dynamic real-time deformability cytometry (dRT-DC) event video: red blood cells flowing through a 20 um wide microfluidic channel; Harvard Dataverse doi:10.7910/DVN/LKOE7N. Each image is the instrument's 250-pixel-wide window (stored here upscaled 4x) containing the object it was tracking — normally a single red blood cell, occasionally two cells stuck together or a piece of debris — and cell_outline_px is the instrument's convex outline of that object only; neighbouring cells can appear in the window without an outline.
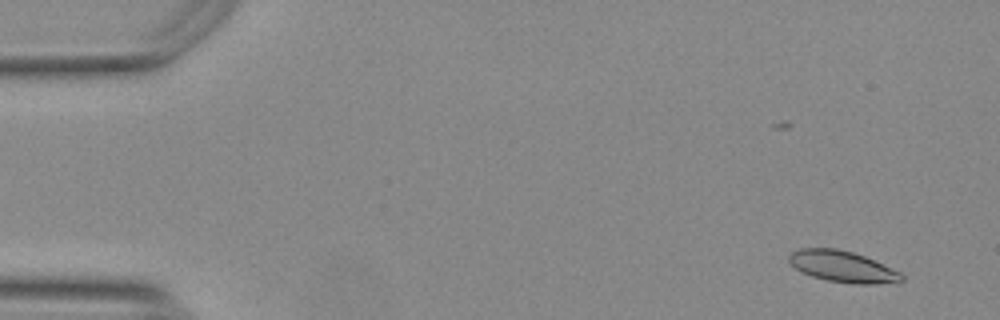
{"species": "Egyptian fruit bat (a non-hibernating species)", "species_latin": "Rousettus aegyptiacus", "temperature_condition": "warm", "stored_images_in_passage": 19, "camera_frame_rate_fps": 3000, "um_per_image_px": 0.085, "animal": {"sex": "female"}, "frame": {"image": 1, "passage_image": 3, "time_ms": 0.667, "image_size_px": [1000, 320], "cell_outline_px": [[904, 280], [896, 284], [856, 284], [828, 280], [812, 276], [800, 272], [788, 260], [788, 256], [792, 252], [800, 248], [836, 248], [852, 252], [864, 256], [900, 272], [904, 276]], "centroid_in_image_um": [71.65, 22.67], "position_along_channel_um": 13.3, "area_um2": 20.58}}
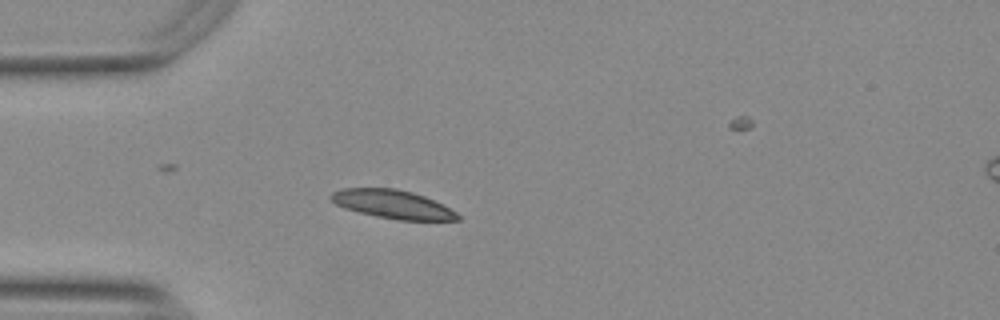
{"frame": {"image": 2, "passage_image": 15, "time_ms": 4.667, "image_size_px": [1000, 320], "cell_outline_px": [[460, 220], [400, 220], [376, 216], [344, 208], [336, 204], [328, 196], [332, 192], [344, 188], [396, 188], [412, 192], [424, 196], [444, 204], [456, 212], [460, 216]], "centroid_in_image_um": [33.39, 17.35], "position_along_channel_um": 51.6, "area_um2": 21.04}}